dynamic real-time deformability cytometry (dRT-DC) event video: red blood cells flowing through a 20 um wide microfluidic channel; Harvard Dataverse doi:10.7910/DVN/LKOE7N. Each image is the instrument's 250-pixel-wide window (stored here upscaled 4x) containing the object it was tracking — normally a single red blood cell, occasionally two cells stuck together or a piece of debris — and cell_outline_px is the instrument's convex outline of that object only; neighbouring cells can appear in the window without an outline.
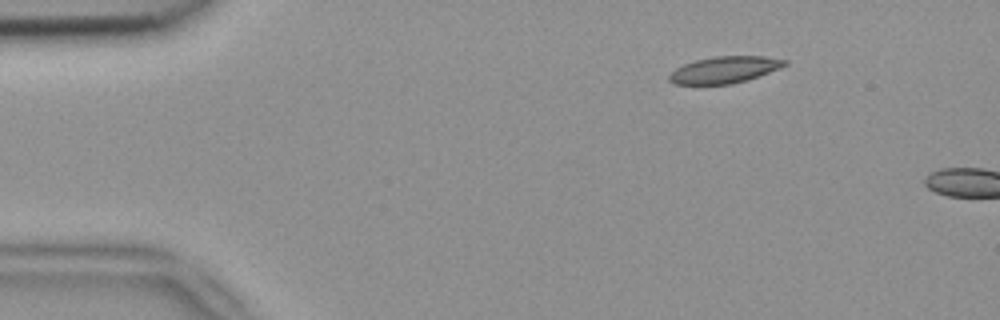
{"species": "common noctule bat (a hibernating species)", "species_latin": "Nyctalus noctula", "temperature_condition": "room temperature", "stored_images_in_passage": 2, "camera_frame_rate_fps": 3000, "um_per_image_px": 0.085, "animal": {"sex": "female", "body_mass_g": 18.4}, "frame": {"image": 1, "passage_image": 1, "time_ms": 0.0, "image_size_px": [1000, 320], "cell_outline_px": [[788, 64], [780, 68], [748, 80], [732, 84], [676, 84], [668, 80], [668, 76], [676, 68], [684, 64], [696, 60], [716, 56], [764, 56], [788, 60]], "centroid_in_image_um": [61.61, 5.93], "position_along_channel_um": 23.4, "area_um2": 17.92}}